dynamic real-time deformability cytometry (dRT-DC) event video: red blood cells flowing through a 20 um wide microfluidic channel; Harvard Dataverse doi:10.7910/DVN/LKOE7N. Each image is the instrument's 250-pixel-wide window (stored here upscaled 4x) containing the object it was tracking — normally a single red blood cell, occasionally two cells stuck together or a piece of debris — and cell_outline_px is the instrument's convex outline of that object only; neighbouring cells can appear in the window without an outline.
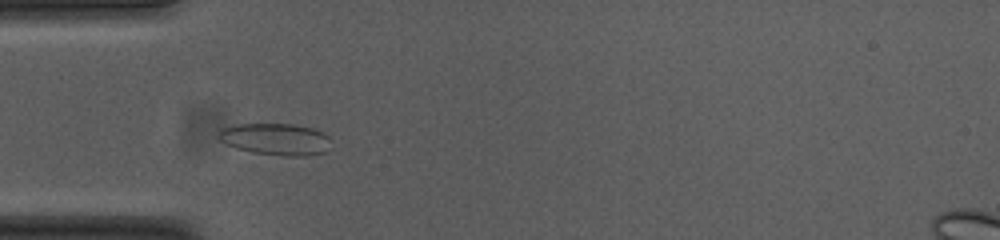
{"species": "common noctule bat (a hibernating species)", "species_latin": "Nyctalus noctula", "temperature_condition": "cold", "stored_images_in_passage": 41, "camera_frame_rate_fps": 3000, "um_per_image_px": 0.085, "animal": {"sex": "female", "body_mass_g": 23.0, "forearm_length_mm": 53.4}, "frame": {"image": 1, "passage_image": 3, "time_ms": 0.667, "image_size_px": [1000, 240], "cell_outline_px": [[328, 136], [324, 152], [308, 156], [280, 156], [252, 152], [236, 148], [220, 140], [216, 136], [220, 128], [236, 124], [292, 124], [312, 128], [324, 132]], "centroid_in_image_um": [23.36, 11.82], "position_along_channel_um": 61.6, "area_um2": 20.75}}
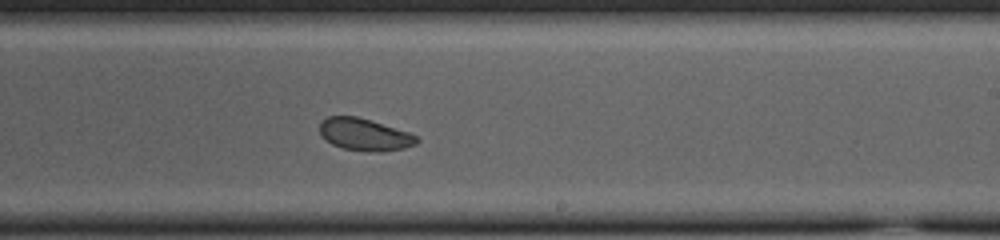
{"frame": {"image": 2, "passage_image": 19, "time_ms": 6.0, "image_size_px": [1000, 240], "cell_outline_px": [[420, 140], [416, 144], [404, 148], [380, 152], [372, 152], [344, 148], [332, 144], [320, 136], [320, 124], [328, 116], [356, 116], [408, 132], [416, 136]], "centroid_in_image_um": [30.98, 11.44], "position_along_channel_um": 258.0, "area_um2": 17.98}}
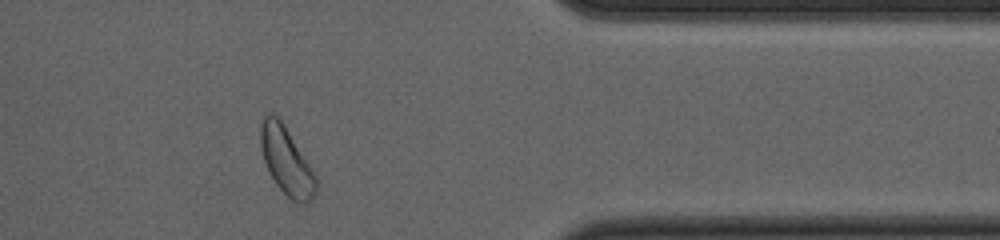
{"frame": {"image": 3, "passage_image": 31, "time_ms": 10.0, "image_size_px": [1000, 240], "cell_outline_px": [[320, 184], [316, 196], [308, 204], [300, 204], [292, 200], [276, 184], [268, 172], [260, 148], [260, 124], [264, 116], [268, 112], [272, 112], [284, 124], [312, 168]], "centroid_in_image_um": [24.38, 13.71], "position_along_channel_um": 387.0, "area_um2": 22.31}, "authors_computed_cell_mechanics": {"area_um2": 19.0162, "velocity_mm_per_s": 3.7173, "shape_relaxation_time_tau1_ms": 7.2377, "shape_relaxation_time_tau2_ms": 3.4137, "deformation_change_tau1": 0.0949, "deformation_change_tau2": 0.0778}}